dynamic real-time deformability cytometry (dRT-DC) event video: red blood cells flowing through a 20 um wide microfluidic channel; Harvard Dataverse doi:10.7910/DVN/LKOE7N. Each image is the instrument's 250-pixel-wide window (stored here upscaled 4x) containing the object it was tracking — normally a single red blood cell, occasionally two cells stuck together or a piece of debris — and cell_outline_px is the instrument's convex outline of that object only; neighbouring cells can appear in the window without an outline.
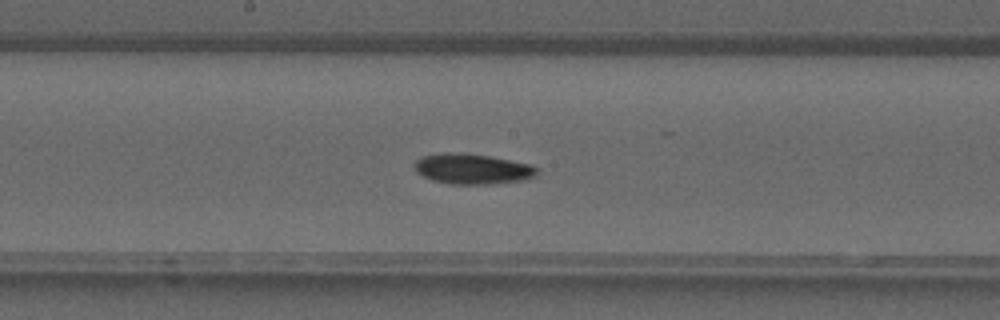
{"species": "common noctule bat (a hibernating species)", "species_latin": "Nyctalus noctula", "temperature_condition": "warm", "stored_images_in_passage": 34, "camera_frame_rate_fps": 3000, "um_per_image_px": 0.085, "animal": {"sex": "male", "forearm_length_mm": 52.5}, "frame": {"image": 1, "passage_image": 15, "time_ms": 4.667, "image_size_px": [1000, 320], "cell_outline_px": [[540, 172], [536, 176], [524, 180], [488, 184], [452, 184], [432, 180], [416, 172], [412, 164], [420, 156], [440, 152], [464, 152], [488, 156], [532, 164]], "centroid_in_image_um": [40.12, 14.34], "position_along_channel_um": 208.1, "area_um2": 22.02}}
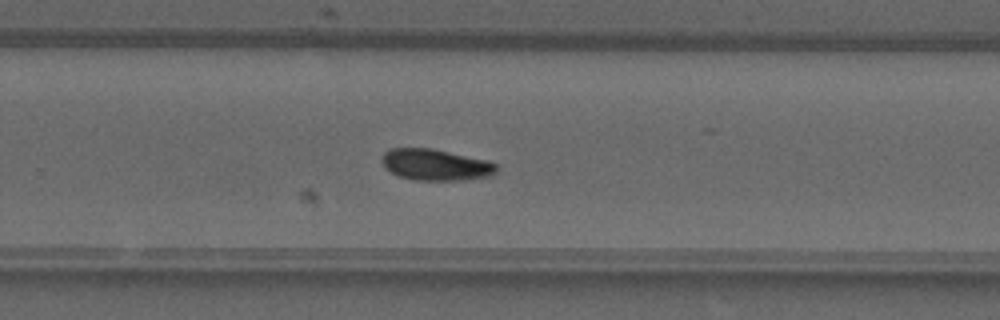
{"frame": {"image": 2, "passage_image": 20, "time_ms": 6.333, "image_size_px": [1000, 320], "cell_outline_px": [[496, 172], [492, 176], [460, 180], [416, 180], [400, 176], [384, 168], [380, 160], [384, 152], [388, 148], [432, 148], [488, 160], [496, 164]], "centroid_in_image_um": [37.0, 13.99], "position_along_channel_um": 292.8, "area_um2": 21.04}}
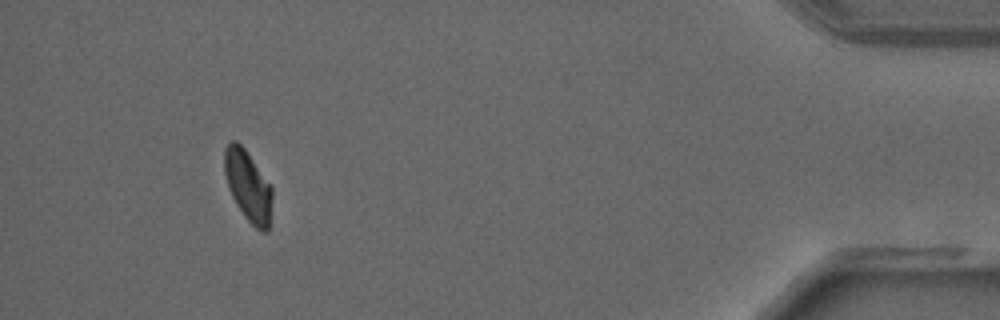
{"frame": {"image": 3, "passage_image": 31, "time_ms": 10.0, "image_size_px": [1000, 320], "cell_outline_px": [[272, 200], [268, 232], [264, 232], [256, 228], [244, 216], [236, 204], [228, 188], [224, 172], [224, 148], [232, 140], [236, 140], [244, 148], [272, 188]], "centroid_in_image_um": [21.06, 15.81], "position_along_channel_um": 414.1, "area_um2": 19.48}}